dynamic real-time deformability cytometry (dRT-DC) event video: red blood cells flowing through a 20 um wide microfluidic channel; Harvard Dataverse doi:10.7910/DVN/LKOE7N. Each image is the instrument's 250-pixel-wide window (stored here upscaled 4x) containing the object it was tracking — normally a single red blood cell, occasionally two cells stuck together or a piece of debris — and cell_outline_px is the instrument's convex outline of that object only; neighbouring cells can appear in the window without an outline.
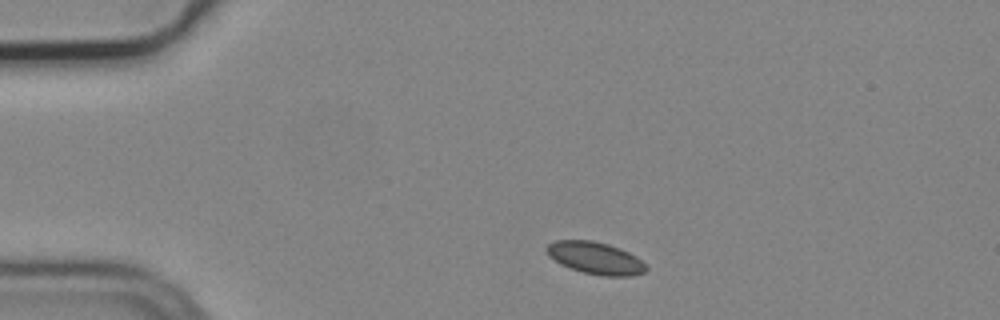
{"species": "common noctule bat (a hibernating species)", "species_latin": "Nyctalus noctula", "temperature_condition": "cold", "stored_images_in_passage": 2, "camera_frame_rate_fps": 3000, "um_per_image_px": 0.085, "animal": {"sex": "male", "body_mass_g": 19.2, "forearm_length_mm": 51.8}, "frame": {"image": 1, "passage_image": 1, "time_ms": 0.0, "image_size_px": [1000, 320], "cell_outline_px": [[648, 268], [644, 272], [632, 276], [600, 276], [568, 268], [560, 264], [548, 256], [544, 252], [544, 248], [548, 244], [556, 240], [592, 240], [608, 244], [620, 248], [636, 256]], "centroid_in_image_um": [50.56, 21.93], "position_along_channel_um": 34.4, "area_um2": 18.84}}